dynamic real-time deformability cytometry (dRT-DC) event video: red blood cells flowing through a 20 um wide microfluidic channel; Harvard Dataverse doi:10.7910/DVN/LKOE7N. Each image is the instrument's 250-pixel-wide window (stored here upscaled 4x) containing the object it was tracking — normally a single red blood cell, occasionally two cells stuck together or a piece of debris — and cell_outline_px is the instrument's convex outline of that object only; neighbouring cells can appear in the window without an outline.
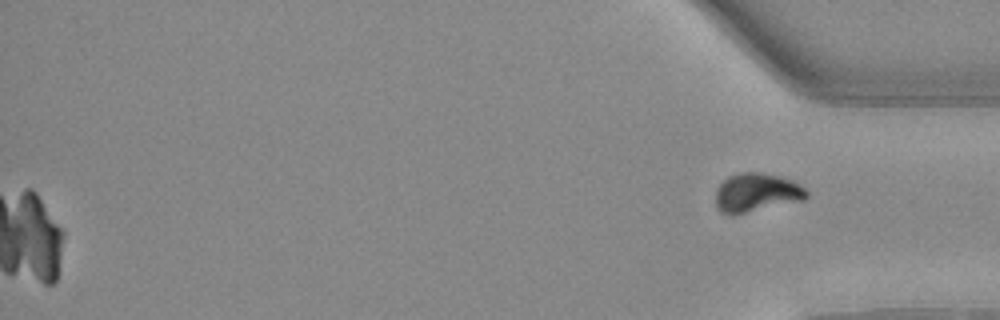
{"species": "Egyptian fruit bat (a non-hibernating species)", "species_latin": "Rousettus aegyptiacus", "temperature_condition": "warm", "stored_images_in_passage": 39, "camera_frame_rate_fps": 3000, "um_per_image_px": 0.085, "animal": {"sex": "female"}, "frame": {"image": 1, "passage_image": 39, "time_ms": 12.667, "image_size_px": [1000, 320], "cell_outline_px": [[808, 196], [804, 200], [744, 212], [720, 212], [716, 204], [716, 188], [728, 176], [740, 172], [764, 172], [780, 176], [792, 180], [800, 184], [808, 192]], "centroid_in_image_um": [64.33, 16.32], "position_along_channel_um": 370.9, "area_um2": 20.17}}